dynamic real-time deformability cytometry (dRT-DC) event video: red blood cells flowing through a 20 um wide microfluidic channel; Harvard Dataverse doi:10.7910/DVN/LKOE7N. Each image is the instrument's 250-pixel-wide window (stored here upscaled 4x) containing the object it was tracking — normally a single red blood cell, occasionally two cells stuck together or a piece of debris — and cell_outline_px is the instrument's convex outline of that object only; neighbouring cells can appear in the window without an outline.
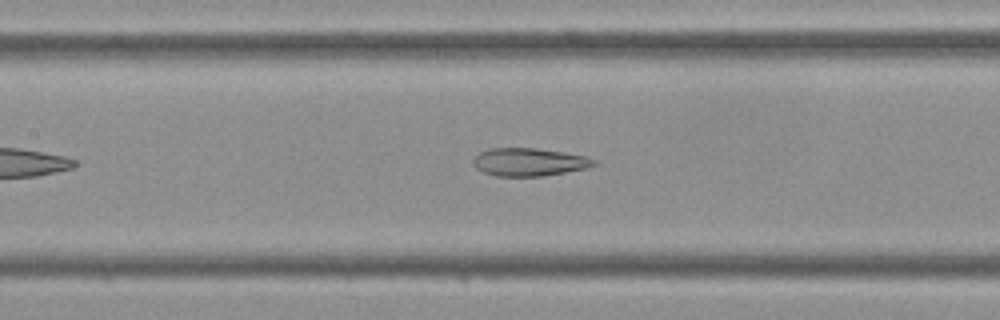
{"species": "Egyptian fruit bat (a non-hibernating species)", "species_latin": "Rousettus aegyptiacus", "temperature_condition": "cold", "stored_images_in_passage": 15, "camera_frame_rate_fps": 3000, "um_per_image_px": 0.085, "frame": {"image": 1, "passage_image": 11, "time_ms": 3.333, "image_size_px": [1000, 320], "cell_outline_px": [[596, 164], [588, 168], [544, 176], [496, 176], [484, 172], [476, 168], [472, 164], [472, 160], [480, 152], [488, 148], [536, 148], [588, 156], [596, 160]], "centroid_in_image_um": [44.98, 13.77], "position_along_channel_um": 162.4, "area_um2": 19.77}}